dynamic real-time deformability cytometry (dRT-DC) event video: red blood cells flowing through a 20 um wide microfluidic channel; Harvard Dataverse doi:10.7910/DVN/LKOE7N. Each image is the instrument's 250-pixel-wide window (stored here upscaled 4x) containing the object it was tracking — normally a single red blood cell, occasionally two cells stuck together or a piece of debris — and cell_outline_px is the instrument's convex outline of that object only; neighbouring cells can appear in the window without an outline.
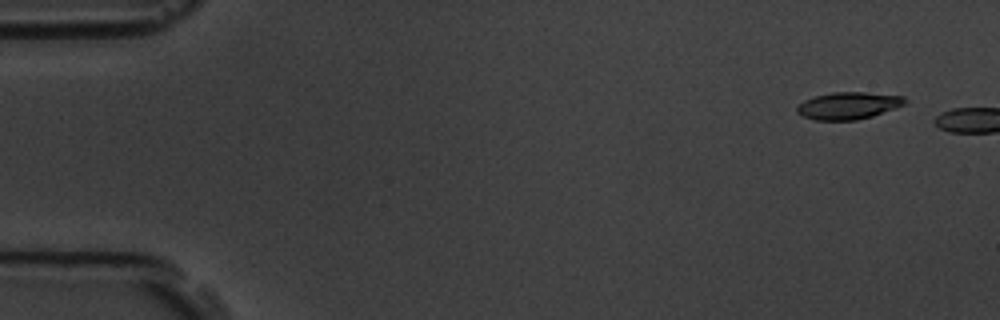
{"species": "common noctule bat (a hibernating species)", "species_latin": "Nyctalus noctula", "temperature_condition": "room temperature", "stored_images_in_passage": 2, "camera_frame_rate_fps": 3000, "um_per_image_px": 0.085, "animal": {"sex": "male", "body_mass_g": 19.5, "forearm_length_mm": 54.6}, "frame": {"image": 1, "passage_image": 1, "time_ms": 0.0, "image_size_px": [1000, 320], "cell_outline_px": [[908, 100], [904, 104], [896, 108], [872, 116], [856, 120], [816, 120], [804, 116], [796, 112], [796, 108], [804, 100], [816, 96], [832, 92], [864, 92], [904, 96]], "centroid_in_image_um": [72.13, 8.97], "position_along_channel_um": 12.9, "area_um2": 16.99}}